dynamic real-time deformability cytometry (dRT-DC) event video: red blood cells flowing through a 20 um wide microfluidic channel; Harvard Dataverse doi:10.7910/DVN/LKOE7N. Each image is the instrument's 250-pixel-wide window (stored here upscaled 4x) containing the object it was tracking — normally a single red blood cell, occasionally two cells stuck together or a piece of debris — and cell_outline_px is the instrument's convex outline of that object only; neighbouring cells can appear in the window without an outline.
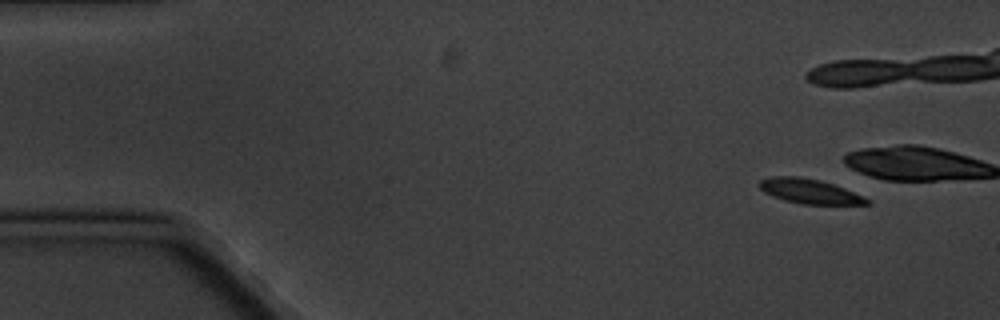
{"species": "common noctule bat (a hibernating species)", "species_latin": "Nyctalus noctula", "temperature_condition": "cold", "stored_images_in_passage": 4, "camera_frame_rate_fps": 3000, "um_per_image_px": 0.085, "animal": {"sex": "male", "body_mass_g": 20.1, "forearm_length_mm": 53.5}, "frame": {"image": 1, "passage_image": 1, "time_ms": 0.0, "image_size_px": [1000, 320], "cell_outline_px": [[872, 204], [800, 204], [784, 200], [772, 196], [764, 192], [756, 184], [760, 180], [772, 176], [800, 176], [820, 180], [844, 188], [864, 196], [872, 200]], "centroid_in_image_um": [68.81, 16.25], "position_along_channel_um": 16.2, "area_um2": 15.61}}